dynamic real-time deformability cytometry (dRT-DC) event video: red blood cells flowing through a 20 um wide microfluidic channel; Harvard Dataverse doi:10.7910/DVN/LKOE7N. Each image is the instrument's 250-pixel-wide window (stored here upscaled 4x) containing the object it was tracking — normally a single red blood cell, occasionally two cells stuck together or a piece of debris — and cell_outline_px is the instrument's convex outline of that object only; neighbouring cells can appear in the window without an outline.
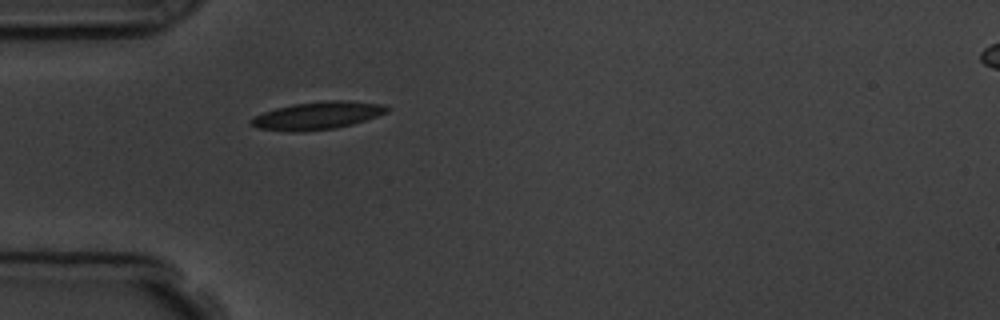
{"species": "common noctule bat (a hibernating species)", "species_latin": "Nyctalus noctula", "temperature_condition": "room temperature", "stored_images_in_passage": 2, "camera_frame_rate_fps": 3000, "um_per_image_px": 0.085, "animal": {"sex": "male", "body_mass_g": 19.5, "forearm_length_mm": 54.6}, "frame": {"image": 1, "passage_image": 2, "time_ms": 1.333, "image_size_px": [1000, 320], "cell_outline_px": [[392, 108], [388, 112], [352, 124], [336, 128], [304, 132], [292, 132], [260, 128], [248, 124], [248, 120], [252, 116], [276, 108], [292, 104], [328, 100], [344, 100], [384, 104]], "centroid_in_image_um": [26.96, 9.82], "position_along_channel_um": 58.0, "area_um2": 22.14}}